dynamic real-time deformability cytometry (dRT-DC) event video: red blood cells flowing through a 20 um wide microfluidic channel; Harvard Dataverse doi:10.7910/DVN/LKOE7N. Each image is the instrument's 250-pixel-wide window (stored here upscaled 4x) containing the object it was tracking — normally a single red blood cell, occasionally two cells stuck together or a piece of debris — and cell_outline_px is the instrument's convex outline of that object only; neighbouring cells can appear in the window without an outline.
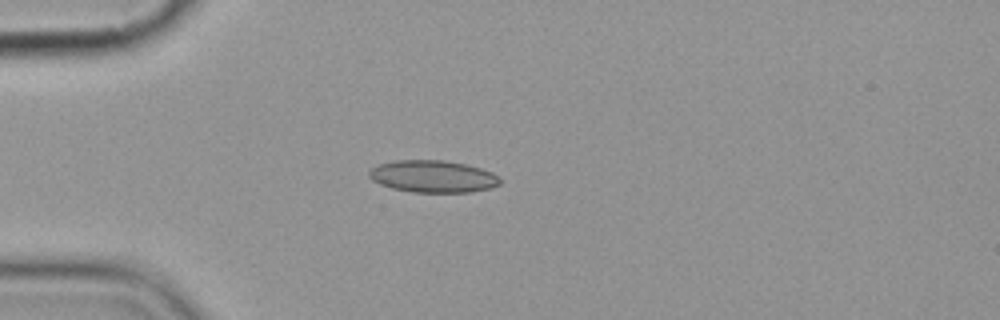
{"species": "common noctule bat (a hibernating species)", "species_latin": "Nyctalus noctula", "temperature_condition": "cold", "stored_images_in_passage": 8, "camera_frame_rate_fps": 3000, "um_per_image_px": 0.085, "animal": {"sex": "female", "body_mass_g": 19.9}, "frame": {"image": 1, "passage_image": 4, "time_ms": 3.333, "image_size_px": [1000, 320], "cell_outline_px": [[500, 184], [492, 188], [468, 192], [412, 192], [392, 188], [380, 184], [372, 180], [368, 176], [368, 172], [372, 168], [380, 164], [396, 160], [444, 160], [464, 164], [480, 168], [492, 172], [500, 180]], "centroid_in_image_um": [36.78, 15.0], "position_along_channel_um": 48.2, "area_um2": 24.39}}
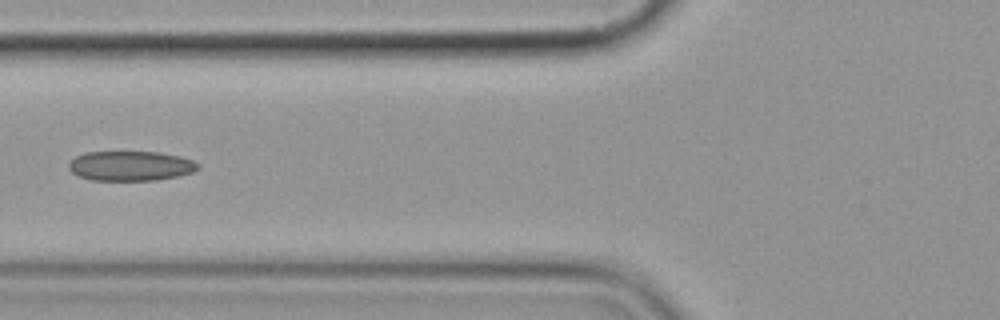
{"frame": {"image": 2, "passage_image": 6, "time_ms": 5.667, "image_size_px": [1000, 320], "cell_outline_px": [[200, 168], [192, 172], [176, 176], [156, 180], [92, 180], [80, 176], [72, 172], [68, 168], [68, 164], [76, 156], [84, 152], [160, 152], [180, 156], [192, 160], [200, 164]], "centroid_in_image_um": [11.11, 14.09], "position_along_channel_um": 114.7, "area_um2": 22.37}}
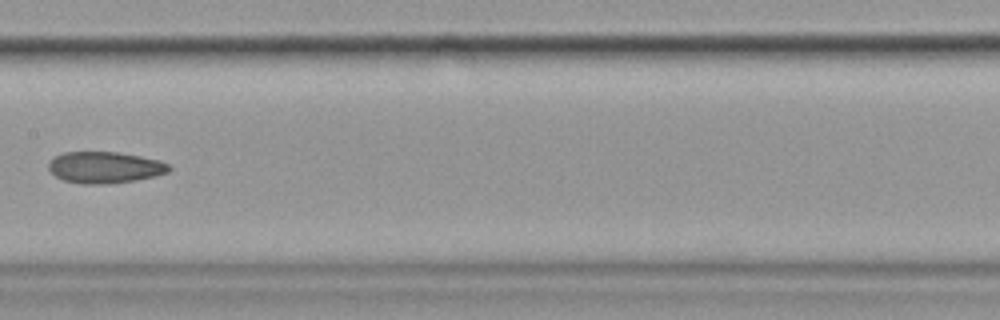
{"frame": {"image": 3, "passage_image": 8, "time_ms": 8.0, "image_size_px": [1000, 320], "cell_outline_px": [[172, 168], [168, 172], [156, 176], [136, 180], [108, 184], [80, 184], [64, 180], [56, 176], [48, 168], [48, 164], [56, 156], [64, 152], [116, 152], [140, 156], [160, 160], [168, 164]], "centroid_in_image_um": [8.94, 14.24], "position_along_channel_um": 198.5, "area_um2": 22.08}}